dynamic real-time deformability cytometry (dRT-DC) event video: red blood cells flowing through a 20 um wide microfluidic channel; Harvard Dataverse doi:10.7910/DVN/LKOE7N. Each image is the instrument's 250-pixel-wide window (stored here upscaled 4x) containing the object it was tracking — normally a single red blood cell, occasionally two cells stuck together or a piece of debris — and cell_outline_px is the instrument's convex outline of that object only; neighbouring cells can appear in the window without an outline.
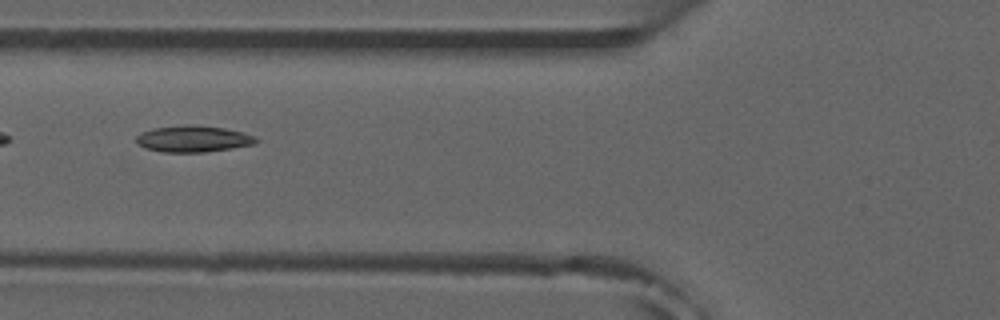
{"species": "common noctule bat (a hibernating species)", "species_latin": "Nyctalus noctula", "temperature_condition": "room temperature", "stored_images_in_passage": 7, "camera_frame_rate_fps": 3000, "um_per_image_px": 0.085, "animal": {"sex": "male", "forearm_length_mm": 52.5}, "frame": {"image": 1, "passage_image": 6, "time_ms": 5.667, "image_size_px": [1000, 320], "cell_outline_px": [[260, 140], [252, 144], [232, 148], [204, 152], [164, 152], [144, 148], [136, 140], [136, 136], [152, 128], [184, 124], [192, 124], [224, 128], [244, 132], [256, 136]], "centroid_in_image_um": [16.45, 11.79], "position_along_channel_um": 109.4, "area_um2": 18.5}}
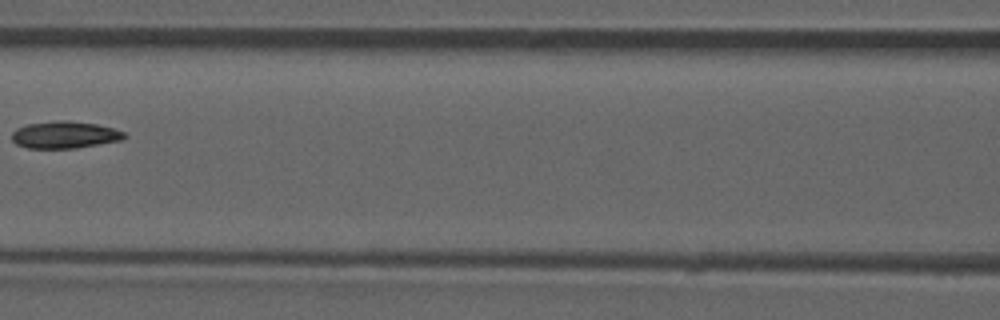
{"frame": {"image": 2, "passage_image": 7, "time_ms": 7.0, "image_size_px": [1000, 320], "cell_outline_px": [[128, 136], [120, 140], [76, 148], [28, 148], [16, 144], [12, 140], [12, 132], [16, 128], [28, 124], [56, 120], [64, 120], [96, 124], [112, 128], [124, 132]], "centroid_in_image_um": [5.47, 11.46], "position_along_channel_um": 161.1, "area_um2": 17.63}}